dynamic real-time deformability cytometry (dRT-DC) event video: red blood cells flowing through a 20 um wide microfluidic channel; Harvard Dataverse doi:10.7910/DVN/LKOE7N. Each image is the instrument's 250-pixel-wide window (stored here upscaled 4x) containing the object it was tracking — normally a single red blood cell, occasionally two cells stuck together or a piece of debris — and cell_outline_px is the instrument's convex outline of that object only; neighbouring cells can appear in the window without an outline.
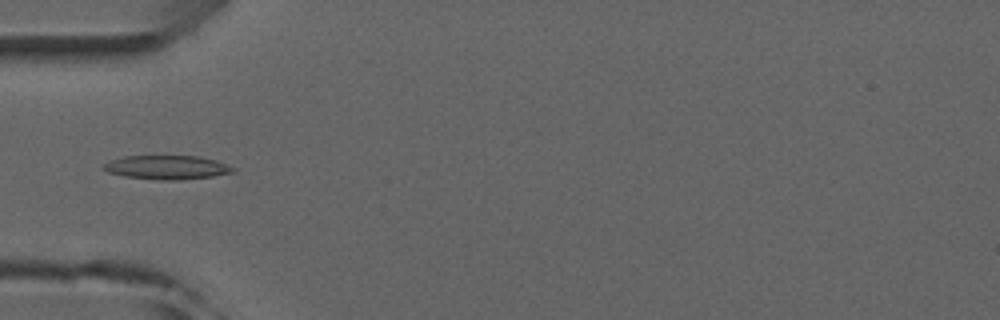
{"species": "common noctule bat (a hibernating species)", "species_latin": "Nyctalus noctula", "temperature_condition": "room temperature", "stored_images_in_passage": 5, "camera_frame_rate_fps": 3000, "um_per_image_px": 0.085, "animal": {"sex": "male", "forearm_length_mm": 52.5}, "frame": {"image": 1, "passage_image": 4, "time_ms": 4.333, "image_size_px": [1000, 320], "cell_outline_px": [[236, 172], [212, 176], [180, 180], [160, 180], [124, 176], [108, 172], [100, 168], [100, 164], [124, 156], [196, 156], [216, 160], [236, 168]], "centroid_in_image_um": [14.17, 14.23], "position_along_channel_um": 70.8, "area_um2": 18.15}}
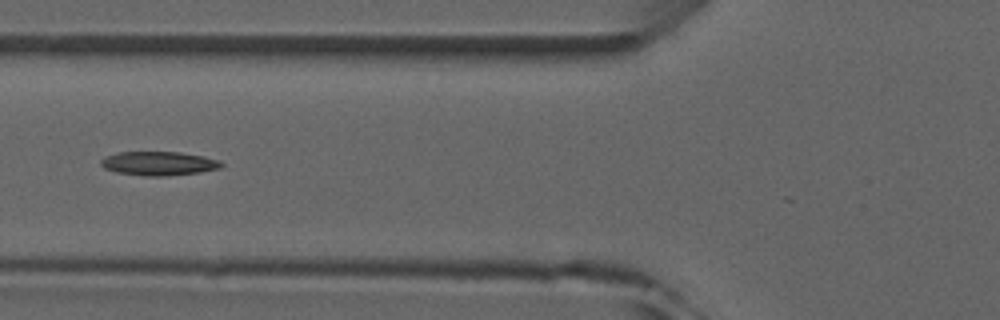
{"frame": {"image": 2, "passage_image": 5, "time_ms": 5.333, "image_size_px": [1000, 320], "cell_outline_px": [[224, 164], [220, 168], [200, 172], [164, 176], [144, 176], [116, 172], [104, 168], [100, 164], [100, 160], [104, 156], [120, 152], [180, 152], [204, 156], [220, 160]], "centroid_in_image_um": [13.49, 13.89], "position_along_channel_um": 112.3, "area_um2": 16.88}}